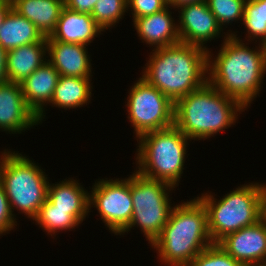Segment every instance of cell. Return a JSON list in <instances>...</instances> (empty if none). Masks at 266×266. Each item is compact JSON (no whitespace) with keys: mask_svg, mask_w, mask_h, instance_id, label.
<instances>
[{"mask_svg":"<svg viewBox=\"0 0 266 266\" xmlns=\"http://www.w3.org/2000/svg\"><path fill=\"white\" fill-rule=\"evenodd\" d=\"M217 244L243 266L266 263V224L261 219L226 235Z\"/></svg>","mask_w":266,"mask_h":266,"instance_id":"13","label":"cell"},{"mask_svg":"<svg viewBox=\"0 0 266 266\" xmlns=\"http://www.w3.org/2000/svg\"><path fill=\"white\" fill-rule=\"evenodd\" d=\"M48 178L45 169L22 152L7 148L0 157V183L15 217L17 210L32 222L47 199Z\"/></svg>","mask_w":266,"mask_h":266,"instance_id":"7","label":"cell"},{"mask_svg":"<svg viewBox=\"0 0 266 266\" xmlns=\"http://www.w3.org/2000/svg\"><path fill=\"white\" fill-rule=\"evenodd\" d=\"M136 141L134 170L146 178L178 187L191 140L173 125L147 132Z\"/></svg>","mask_w":266,"mask_h":266,"instance_id":"5","label":"cell"},{"mask_svg":"<svg viewBox=\"0 0 266 266\" xmlns=\"http://www.w3.org/2000/svg\"><path fill=\"white\" fill-rule=\"evenodd\" d=\"M32 221L33 224L35 222V225L42 228L43 232L47 233L46 235H50L54 239H57L55 237L60 232L75 230L81 224L73 215L69 214V210L55 209L47 199Z\"/></svg>","mask_w":266,"mask_h":266,"instance_id":"23","label":"cell"},{"mask_svg":"<svg viewBox=\"0 0 266 266\" xmlns=\"http://www.w3.org/2000/svg\"><path fill=\"white\" fill-rule=\"evenodd\" d=\"M167 6V0H127V11H131L132 21L159 12Z\"/></svg>","mask_w":266,"mask_h":266,"instance_id":"28","label":"cell"},{"mask_svg":"<svg viewBox=\"0 0 266 266\" xmlns=\"http://www.w3.org/2000/svg\"><path fill=\"white\" fill-rule=\"evenodd\" d=\"M6 150H7V149H4L3 151L0 152V153H1L0 157L2 156V154H3Z\"/></svg>","mask_w":266,"mask_h":266,"instance_id":"37","label":"cell"},{"mask_svg":"<svg viewBox=\"0 0 266 266\" xmlns=\"http://www.w3.org/2000/svg\"><path fill=\"white\" fill-rule=\"evenodd\" d=\"M207 50L179 42L150 52L141 77L173 103L208 82Z\"/></svg>","mask_w":266,"mask_h":266,"instance_id":"2","label":"cell"},{"mask_svg":"<svg viewBox=\"0 0 266 266\" xmlns=\"http://www.w3.org/2000/svg\"><path fill=\"white\" fill-rule=\"evenodd\" d=\"M37 42H47V37L31 21L11 9L0 27V45L9 51Z\"/></svg>","mask_w":266,"mask_h":266,"instance_id":"22","label":"cell"},{"mask_svg":"<svg viewBox=\"0 0 266 266\" xmlns=\"http://www.w3.org/2000/svg\"><path fill=\"white\" fill-rule=\"evenodd\" d=\"M172 9L168 5L159 12L132 21L139 40L149 45L148 47H151L152 50L180 42L177 21L172 16Z\"/></svg>","mask_w":266,"mask_h":266,"instance_id":"14","label":"cell"},{"mask_svg":"<svg viewBox=\"0 0 266 266\" xmlns=\"http://www.w3.org/2000/svg\"><path fill=\"white\" fill-rule=\"evenodd\" d=\"M181 201L173 207L161 234L150 245L165 266H187L213 244L205 206L197 197Z\"/></svg>","mask_w":266,"mask_h":266,"instance_id":"3","label":"cell"},{"mask_svg":"<svg viewBox=\"0 0 266 266\" xmlns=\"http://www.w3.org/2000/svg\"><path fill=\"white\" fill-rule=\"evenodd\" d=\"M187 266H243L217 243L206 247Z\"/></svg>","mask_w":266,"mask_h":266,"instance_id":"27","label":"cell"},{"mask_svg":"<svg viewBox=\"0 0 266 266\" xmlns=\"http://www.w3.org/2000/svg\"><path fill=\"white\" fill-rule=\"evenodd\" d=\"M98 0H64V6L72 11L90 14Z\"/></svg>","mask_w":266,"mask_h":266,"instance_id":"30","label":"cell"},{"mask_svg":"<svg viewBox=\"0 0 266 266\" xmlns=\"http://www.w3.org/2000/svg\"><path fill=\"white\" fill-rule=\"evenodd\" d=\"M259 44H260V48L263 54L265 66H266V37Z\"/></svg>","mask_w":266,"mask_h":266,"instance_id":"35","label":"cell"},{"mask_svg":"<svg viewBox=\"0 0 266 266\" xmlns=\"http://www.w3.org/2000/svg\"><path fill=\"white\" fill-rule=\"evenodd\" d=\"M76 178H65L48 185L47 200L55 209L69 210L81 224L89 217V192Z\"/></svg>","mask_w":266,"mask_h":266,"instance_id":"18","label":"cell"},{"mask_svg":"<svg viewBox=\"0 0 266 266\" xmlns=\"http://www.w3.org/2000/svg\"><path fill=\"white\" fill-rule=\"evenodd\" d=\"M12 9L31 21L45 36L55 30L64 0H11Z\"/></svg>","mask_w":266,"mask_h":266,"instance_id":"20","label":"cell"},{"mask_svg":"<svg viewBox=\"0 0 266 266\" xmlns=\"http://www.w3.org/2000/svg\"><path fill=\"white\" fill-rule=\"evenodd\" d=\"M244 32L238 36V31L233 32V36L240 41L260 43L266 37V0H246L242 23Z\"/></svg>","mask_w":266,"mask_h":266,"instance_id":"24","label":"cell"},{"mask_svg":"<svg viewBox=\"0 0 266 266\" xmlns=\"http://www.w3.org/2000/svg\"><path fill=\"white\" fill-rule=\"evenodd\" d=\"M204 1L206 0H167V3L176 12V9L182 5L191 4V3H199V2H204Z\"/></svg>","mask_w":266,"mask_h":266,"instance_id":"33","label":"cell"},{"mask_svg":"<svg viewBox=\"0 0 266 266\" xmlns=\"http://www.w3.org/2000/svg\"><path fill=\"white\" fill-rule=\"evenodd\" d=\"M92 78L59 76L49 106L64 110L77 109L91 103Z\"/></svg>","mask_w":266,"mask_h":266,"instance_id":"21","label":"cell"},{"mask_svg":"<svg viewBox=\"0 0 266 266\" xmlns=\"http://www.w3.org/2000/svg\"><path fill=\"white\" fill-rule=\"evenodd\" d=\"M240 41L233 35L223 39L218 53L207 50L208 83L237 100L247 111L263 88L266 66L259 43ZM248 45V46H247ZM215 55V56H213Z\"/></svg>","mask_w":266,"mask_h":266,"instance_id":"1","label":"cell"},{"mask_svg":"<svg viewBox=\"0 0 266 266\" xmlns=\"http://www.w3.org/2000/svg\"><path fill=\"white\" fill-rule=\"evenodd\" d=\"M248 266H266V263H263V264H254V265H248Z\"/></svg>","mask_w":266,"mask_h":266,"instance_id":"36","label":"cell"},{"mask_svg":"<svg viewBox=\"0 0 266 266\" xmlns=\"http://www.w3.org/2000/svg\"><path fill=\"white\" fill-rule=\"evenodd\" d=\"M265 186L266 183L245 182L220 199L209 190L196 196L206 208L208 232L213 243L261 220Z\"/></svg>","mask_w":266,"mask_h":266,"instance_id":"6","label":"cell"},{"mask_svg":"<svg viewBox=\"0 0 266 266\" xmlns=\"http://www.w3.org/2000/svg\"><path fill=\"white\" fill-rule=\"evenodd\" d=\"M48 61L47 42L22 45L7 53V72L9 82H23L36 69Z\"/></svg>","mask_w":266,"mask_h":266,"instance_id":"19","label":"cell"},{"mask_svg":"<svg viewBox=\"0 0 266 266\" xmlns=\"http://www.w3.org/2000/svg\"><path fill=\"white\" fill-rule=\"evenodd\" d=\"M38 125V116L27 105L21 84L8 81L0 85V131L23 134Z\"/></svg>","mask_w":266,"mask_h":266,"instance_id":"12","label":"cell"},{"mask_svg":"<svg viewBox=\"0 0 266 266\" xmlns=\"http://www.w3.org/2000/svg\"><path fill=\"white\" fill-rule=\"evenodd\" d=\"M176 11L179 12L177 28L180 42L209 50L211 48H208L206 43L221 37L226 39L229 35H233L232 30L223 32L206 1L185 4L178 7Z\"/></svg>","mask_w":266,"mask_h":266,"instance_id":"11","label":"cell"},{"mask_svg":"<svg viewBox=\"0 0 266 266\" xmlns=\"http://www.w3.org/2000/svg\"><path fill=\"white\" fill-rule=\"evenodd\" d=\"M103 30L96 24L90 14H82L64 7L55 30L47 37V41L77 43L89 46L100 37Z\"/></svg>","mask_w":266,"mask_h":266,"instance_id":"17","label":"cell"},{"mask_svg":"<svg viewBox=\"0 0 266 266\" xmlns=\"http://www.w3.org/2000/svg\"><path fill=\"white\" fill-rule=\"evenodd\" d=\"M127 93L124 106L136 140L147 132L174 125V103L143 77L140 76Z\"/></svg>","mask_w":266,"mask_h":266,"instance_id":"9","label":"cell"},{"mask_svg":"<svg viewBox=\"0 0 266 266\" xmlns=\"http://www.w3.org/2000/svg\"><path fill=\"white\" fill-rule=\"evenodd\" d=\"M127 12V0H98L91 16L103 32H106L119 24Z\"/></svg>","mask_w":266,"mask_h":266,"instance_id":"25","label":"cell"},{"mask_svg":"<svg viewBox=\"0 0 266 266\" xmlns=\"http://www.w3.org/2000/svg\"><path fill=\"white\" fill-rule=\"evenodd\" d=\"M7 53L8 51L5 50L0 45V85H3L8 82L6 72H7Z\"/></svg>","mask_w":266,"mask_h":266,"instance_id":"31","label":"cell"},{"mask_svg":"<svg viewBox=\"0 0 266 266\" xmlns=\"http://www.w3.org/2000/svg\"><path fill=\"white\" fill-rule=\"evenodd\" d=\"M245 110L207 82L174 103V125L191 141H204L235 125Z\"/></svg>","mask_w":266,"mask_h":266,"instance_id":"4","label":"cell"},{"mask_svg":"<svg viewBox=\"0 0 266 266\" xmlns=\"http://www.w3.org/2000/svg\"><path fill=\"white\" fill-rule=\"evenodd\" d=\"M127 176L130 178L133 214L129 225L119 236L137 227L151 245L161 234L175 206L170 193L176 189L165 182L146 178L136 170Z\"/></svg>","mask_w":266,"mask_h":266,"instance_id":"8","label":"cell"},{"mask_svg":"<svg viewBox=\"0 0 266 266\" xmlns=\"http://www.w3.org/2000/svg\"><path fill=\"white\" fill-rule=\"evenodd\" d=\"M59 72L46 61L30 76L21 82L23 97L27 105L38 116L39 124L46 119L47 105L50 103L54 89L59 80Z\"/></svg>","mask_w":266,"mask_h":266,"instance_id":"16","label":"cell"},{"mask_svg":"<svg viewBox=\"0 0 266 266\" xmlns=\"http://www.w3.org/2000/svg\"><path fill=\"white\" fill-rule=\"evenodd\" d=\"M12 9L11 0H0V27L7 15V13Z\"/></svg>","mask_w":266,"mask_h":266,"instance_id":"32","label":"cell"},{"mask_svg":"<svg viewBox=\"0 0 266 266\" xmlns=\"http://www.w3.org/2000/svg\"><path fill=\"white\" fill-rule=\"evenodd\" d=\"M16 220V217L12 213L6 192L0 183V237L8 233L10 234V231L14 229L16 230L17 225H19Z\"/></svg>","mask_w":266,"mask_h":266,"instance_id":"29","label":"cell"},{"mask_svg":"<svg viewBox=\"0 0 266 266\" xmlns=\"http://www.w3.org/2000/svg\"><path fill=\"white\" fill-rule=\"evenodd\" d=\"M245 2L246 0H206L208 8L223 31L233 22H242Z\"/></svg>","mask_w":266,"mask_h":266,"instance_id":"26","label":"cell"},{"mask_svg":"<svg viewBox=\"0 0 266 266\" xmlns=\"http://www.w3.org/2000/svg\"><path fill=\"white\" fill-rule=\"evenodd\" d=\"M88 47L84 44L47 41L48 62L60 76L92 78L93 64Z\"/></svg>","mask_w":266,"mask_h":266,"instance_id":"15","label":"cell"},{"mask_svg":"<svg viewBox=\"0 0 266 266\" xmlns=\"http://www.w3.org/2000/svg\"><path fill=\"white\" fill-rule=\"evenodd\" d=\"M90 189V212H93L91 208H96L105 228L114 236L120 235L129 225L133 214L130 178H99Z\"/></svg>","mask_w":266,"mask_h":266,"instance_id":"10","label":"cell"},{"mask_svg":"<svg viewBox=\"0 0 266 266\" xmlns=\"http://www.w3.org/2000/svg\"><path fill=\"white\" fill-rule=\"evenodd\" d=\"M261 219L265 222L266 224V186L262 194V215Z\"/></svg>","mask_w":266,"mask_h":266,"instance_id":"34","label":"cell"}]
</instances>
